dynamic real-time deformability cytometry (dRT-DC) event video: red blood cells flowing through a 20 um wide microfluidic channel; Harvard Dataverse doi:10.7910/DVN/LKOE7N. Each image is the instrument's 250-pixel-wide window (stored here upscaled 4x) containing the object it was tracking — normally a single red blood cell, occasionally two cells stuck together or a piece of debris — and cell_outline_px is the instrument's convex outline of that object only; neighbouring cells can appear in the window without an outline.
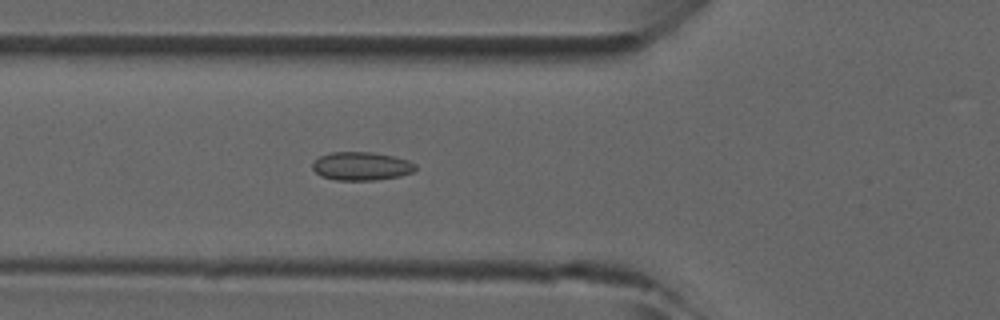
{"species": "common noctule bat (a hibernating species)", "species_latin": "Nyctalus noctula", "temperature_condition": "room temperature", "stored_images_in_passage": 48, "camera_frame_rate_fps": 3000, "um_per_image_px": 0.085, "animal": {"sex": "male", "forearm_length_mm": 52.5}, "frame": {"image": 1, "passage_image": 17, "time_ms": 5.333, "image_size_px": [1000, 320], "cell_outline_px": [[416, 168], [412, 172], [400, 176], [376, 180], [336, 180], [320, 176], [312, 168], [312, 164], [320, 156], [332, 152], [372, 152], [396, 156], [408, 160], [416, 164]], "centroid_in_image_um": [30.73, 14.12], "position_along_channel_um": 95.1, "area_um2": 17.11}}
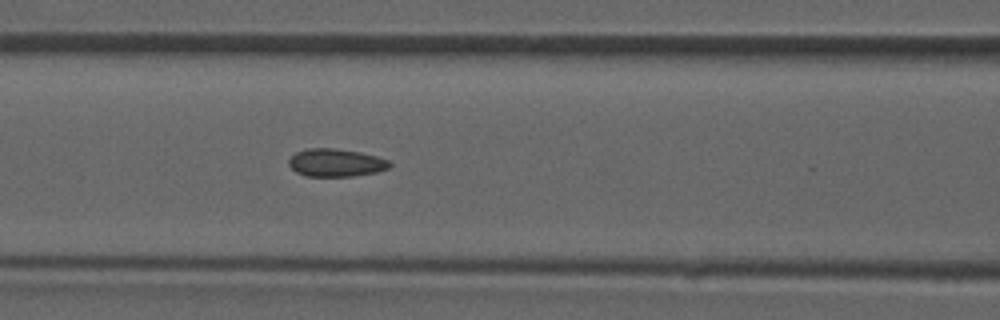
{"frame": {"image": 2, "passage_image": 20, "time_ms": 6.333, "image_size_px": [1000, 320], "cell_outline_px": [[392, 164], [388, 168], [376, 172], [352, 176], [304, 176], [296, 172], [288, 164], [288, 160], [296, 152], [308, 148], [336, 148], [360, 152], [376, 156], [388, 160]], "centroid_in_image_um": [28.53, 13.83], "position_along_channel_um": 138.1, "area_um2": 16.36}}
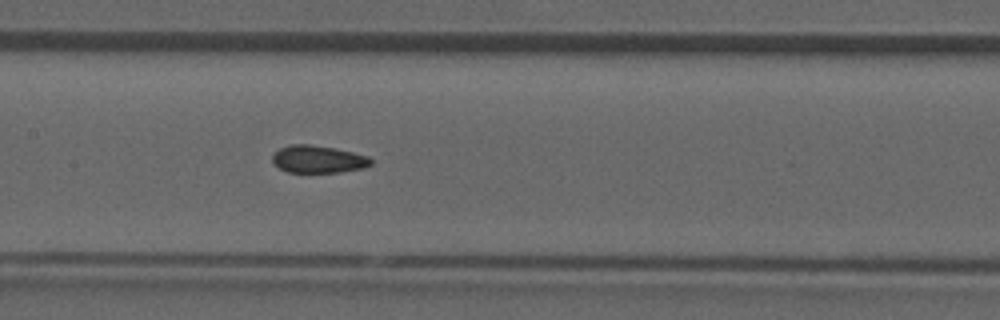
{"frame": {"image": 3, "passage_image": 23, "time_ms": 7.333, "image_size_px": [1000, 320], "cell_outline_px": [[372, 164], [364, 168], [340, 172], [288, 172], [280, 168], [272, 160], [272, 156], [280, 148], [292, 144], [312, 144], [336, 148], [368, 156], [372, 160]], "centroid_in_image_um": [27.07, 13.53], "position_along_channel_um": 180.3, "area_um2": 15.72}}